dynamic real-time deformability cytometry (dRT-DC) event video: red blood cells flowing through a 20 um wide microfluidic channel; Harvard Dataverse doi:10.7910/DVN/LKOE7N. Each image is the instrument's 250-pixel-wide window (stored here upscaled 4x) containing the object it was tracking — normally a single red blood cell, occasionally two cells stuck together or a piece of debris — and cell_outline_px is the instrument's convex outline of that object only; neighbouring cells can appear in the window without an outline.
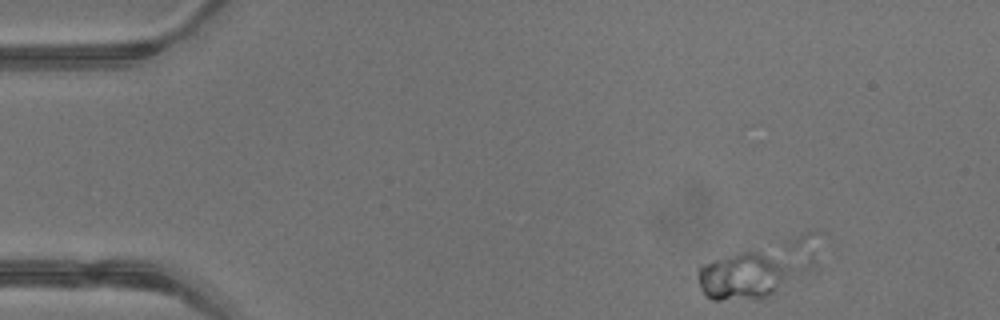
{"species": "common noctule bat (a hibernating species)", "species_latin": "Nyctalus noctula", "temperature_condition": "warm", "stored_images_in_passage": 42, "camera_frame_rate_fps": 3000, "um_per_image_px": 0.085, "animal": {"sex": "male", "body_mass_g": 13.3}, "frame": {"image": 1, "passage_image": 2, "time_ms": 0.333, "image_size_px": [1000, 320], "cell_outline_px": [[784, 272], [772, 292], [764, 296], [720, 300], [712, 300], [704, 292], [700, 284], [696, 272], [696, 268], [700, 264], [744, 252], [756, 252], [764, 256], [776, 264]], "centroid_in_image_um": [62.81, 23.51], "position_along_channel_um": 22.2, "area_um2": 22.72}}
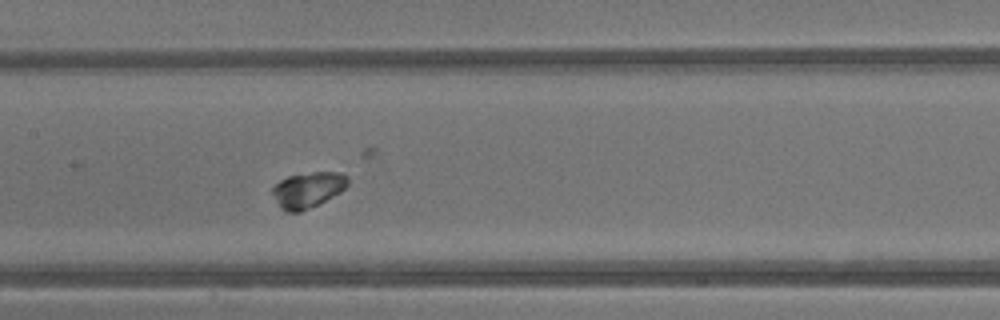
{"frame": {"image": 2, "passage_image": 19, "time_ms": 6.0, "image_size_px": [1000, 320], "cell_outline_px": [[348, 184], [340, 192], [300, 212], [284, 212], [280, 208], [272, 192], [272, 188], [280, 180], [288, 176], [312, 172], [340, 172], [348, 176]], "centroid_in_image_um": [26.15, 16.12], "position_along_channel_um": 181.2, "area_um2": 15.43}}
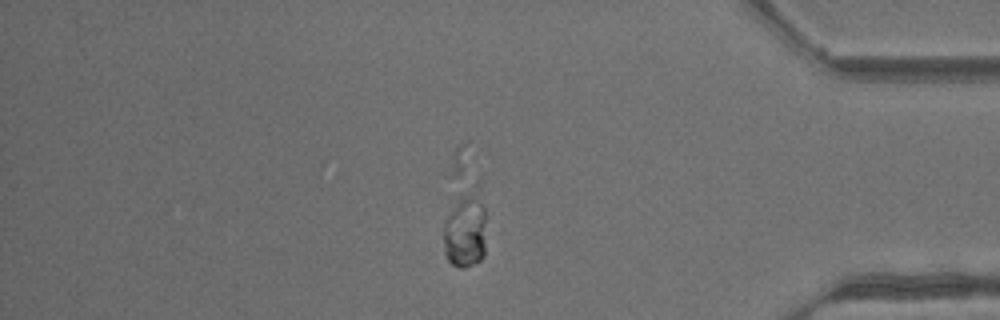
{"frame": {"image": 3, "passage_image": 35, "time_ms": 11.333, "image_size_px": [1000, 320], "cell_outline_px": [[484, 256], [480, 260], [472, 264], [460, 268], [452, 264], [448, 260], [444, 252], [444, 220], [456, 204], [464, 196], [472, 192], [484, 208]], "centroid_in_image_um": [39.52, 19.75], "position_along_channel_um": 395.7, "area_um2": 17.51}, "authors_computed_cell_mechanics": {"area_um2": 16.0684, "velocity_mm_per_s": 4.5576, "shape_relaxation_time_tau1_ms": 8.619, "shape_relaxation_time_tau2_ms": null, "deformation_change_tau1": 0.0827, "deformation_change_tau2": null}}